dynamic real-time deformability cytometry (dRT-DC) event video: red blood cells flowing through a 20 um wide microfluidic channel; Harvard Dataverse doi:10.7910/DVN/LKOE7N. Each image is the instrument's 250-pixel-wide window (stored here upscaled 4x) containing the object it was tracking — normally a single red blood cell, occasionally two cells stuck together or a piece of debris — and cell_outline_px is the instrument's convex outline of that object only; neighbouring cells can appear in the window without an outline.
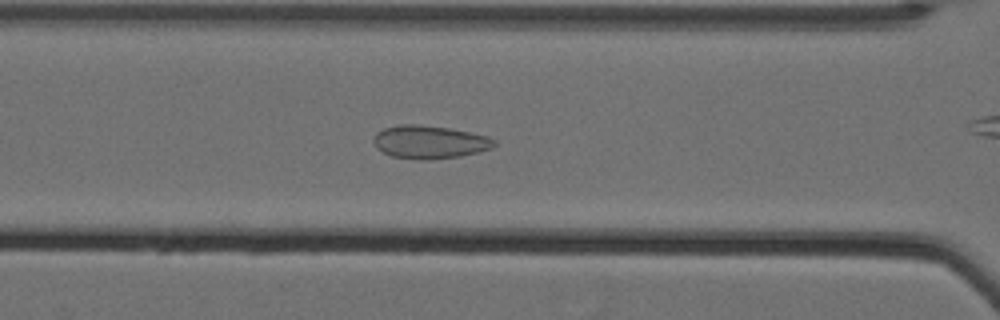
{"species": "Egyptian fruit bat (a non-hibernating species)", "species_latin": "Rousettus aegyptiacus", "temperature_condition": "cold", "stored_images_in_passage": 37, "camera_frame_rate_fps": 3000, "um_per_image_px": 0.085, "animal": {"sex": "female"}, "frame": {"image": 1, "passage_image": 13, "time_ms": 4.0, "image_size_px": [1000, 320], "cell_outline_px": [[496, 144], [492, 148], [460, 156], [428, 160], [392, 156], [376, 148], [372, 140], [376, 132], [384, 128], [400, 124], [420, 124], [448, 128], [488, 136], [496, 140]], "centroid_in_image_um": [36.49, 12.06], "position_along_channel_um": 130.1, "area_um2": 23.18}}
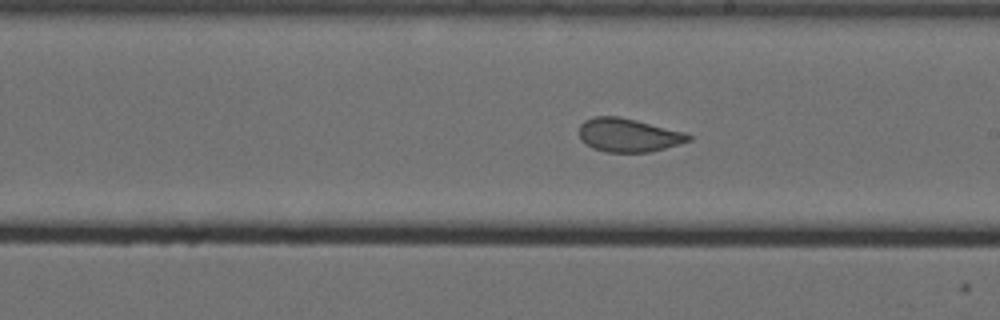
{"frame": {"image": 2, "passage_image": 22, "time_ms": 7.0, "image_size_px": [1000, 320], "cell_outline_px": [[692, 140], [680, 144], [648, 152], [608, 152], [592, 148], [580, 140], [580, 124], [584, 120], [592, 116], [620, 116], [684, 132], [692, 136]], "centroid_in_image_um": [53.39, 11.48], "position_along_channel_um": 235.6, "area_um2": 21.39}}
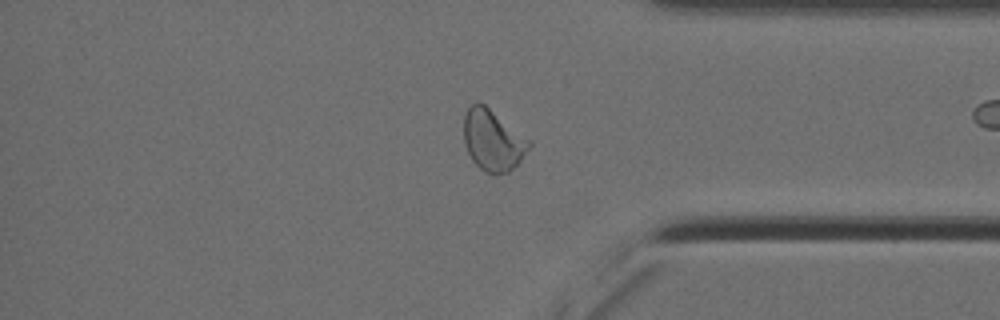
{"frame": {"image": 3, "passage_image": 36, "time_ms": 11.667, "image_size_px": [1000, 320], "cell_outline_px": [[532, 144], [520, 160], [508, 172], [496, 176], [492, 176], [484, 172], [472, 160], [464, 144], [464, 116], [468, 108], [476, 100], [484, 104], [532, 140]], "centroid_in_image_um": [41.89, 11.93], "position_along_channel_um": 393.3, "area_um2": 23.52}}